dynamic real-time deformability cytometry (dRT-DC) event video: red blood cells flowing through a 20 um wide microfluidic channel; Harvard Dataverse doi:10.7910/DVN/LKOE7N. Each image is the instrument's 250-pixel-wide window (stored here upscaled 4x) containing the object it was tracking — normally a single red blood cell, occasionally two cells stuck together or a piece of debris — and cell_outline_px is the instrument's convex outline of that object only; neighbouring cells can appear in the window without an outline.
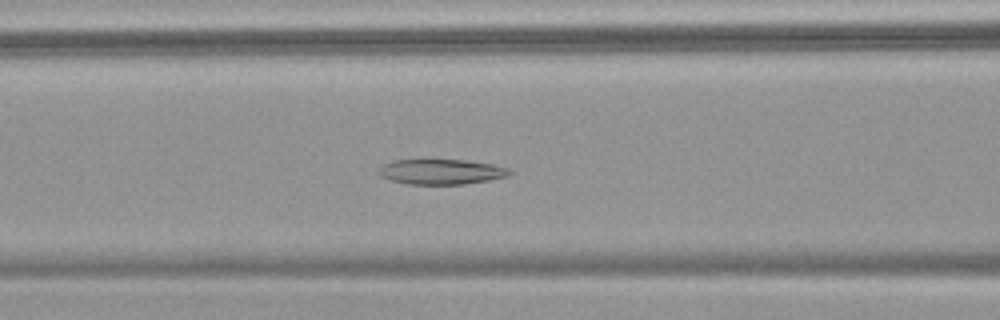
{"species": "common noctule bat (a hibernating species)", "species_latin": "Nyctalus noctula", "temperature_condition": "warm", "stored_images_in_passage": 41, "camera_frame_rate_fps": 3000, "um_per_image_px": 0.085, "animal": {"sex": "female", "body_mass_g": 18.4}, "frame": {"image": 1, "passage_image": 7, "time_ms": 2.0, "image_size_px": [1000, 320], "cell_outline_px": [[512, 172], [508, 176], [488, 180], [464, 184], [408, 184], [392, 180], [380, 176], [380, 168], [384, 164], [392, 160], [464, 160], [492, 164], [508, 168]], "centroid_in_image_um": [37.52, 14.6], "position_along_channel_um": 129.1, "area_um2": 18.96}}
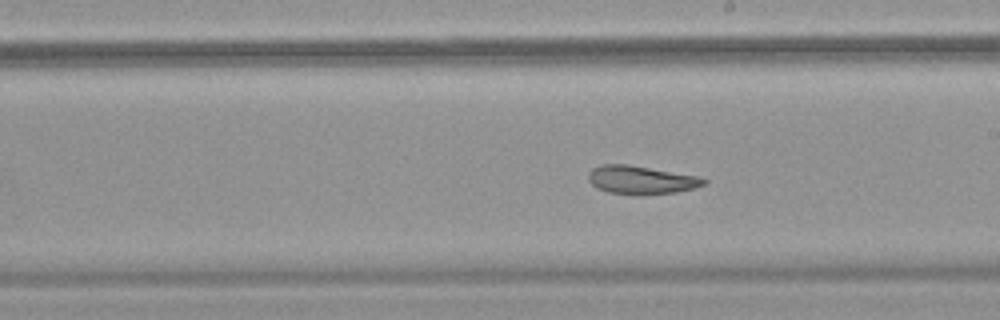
{"frame": {"image": 2, "passage_image": 16, "time_ms": 5.0, "image_size_px": [1000, 320], "cell_outline_px": [[708, 180], [704, 184], [692, 188], [676, 192], [608, 192], [596, 188], [588, 180], [588, 172], [592, 168], [600, 164], [624, 164], [696, 176]], "centroid_in_image_um": [54.41, 15.25], "position_along_channel_um": 234.6, "area_um2": 17.98}}
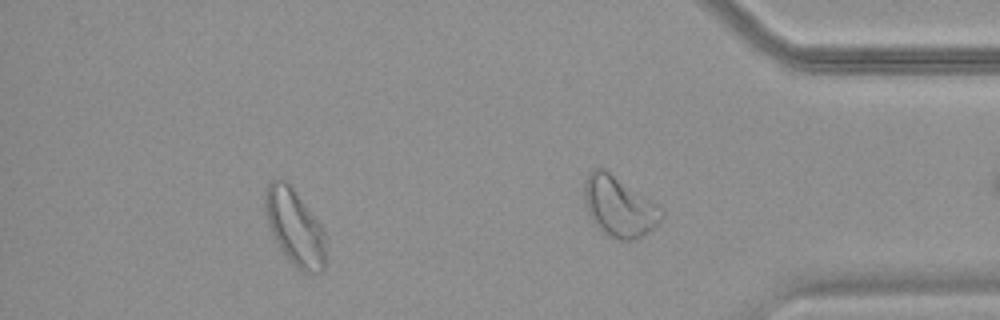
{"frame": {"image": 3, "passage_image": 35, "time_ms": 11.333, "image_size_px": [1000, 320], "cell_outline_px": [[324, 272], [300, 272], [292, 264], [280, 248], [268, 224], [264, 204], [264, 196], [268, 184], [272, 180], [284, 180], [292, 188], [324, 228]], "centroid_in_image_um": [25.05, 19.34], "position_along_channel_um": 410.1, "area_um2": 26.41}, "authors_computed_cell_mechanics": {"area_um2": 20.9236, "velocity_mm_per_s": 3.5382, "shape_relaxation_time_tau1_ms": null, "shape_relaxation_time_tau2_ms": 2.929, "deformation_change_tau1": null, "deformation_change_tau2": 0.0975}}